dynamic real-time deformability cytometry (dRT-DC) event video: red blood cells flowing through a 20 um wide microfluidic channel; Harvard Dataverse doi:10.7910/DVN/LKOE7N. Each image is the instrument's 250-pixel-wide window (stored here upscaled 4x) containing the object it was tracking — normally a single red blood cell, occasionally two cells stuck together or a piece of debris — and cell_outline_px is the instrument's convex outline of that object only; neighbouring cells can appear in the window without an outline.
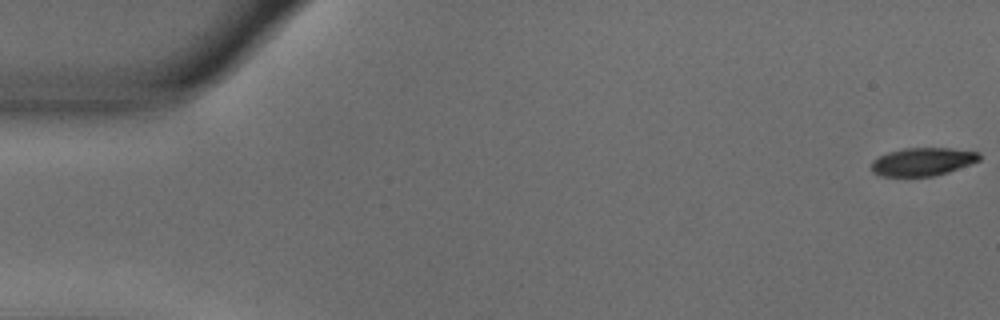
{"species": "common noctule bat (a hibernating species)", "species_latin": "Nyctalus noctula", "temperature_condition": "warm", "stored_images_in_passage": 55, "camera_frame_rate_fps": 3000, "um_per_image_px": 0.085, "animal": {"sex": "male", "body_mass_g": 18.8}, "frame": {"image": 1, "passage_image": 1, "time_ms": 0.0, "image_size_px": [1000, 320], "cell_outline_px": [[980, 160], [948, 172], [932, 176], [880, 176], [872, 172], [872, 160], [888, 152], [904, 148], [948, 148], [980, 152]], "centroid_in_image_um": [78.41, 13.74], "position_along_channel_um": 6.6, "area_um2": 17.57}}
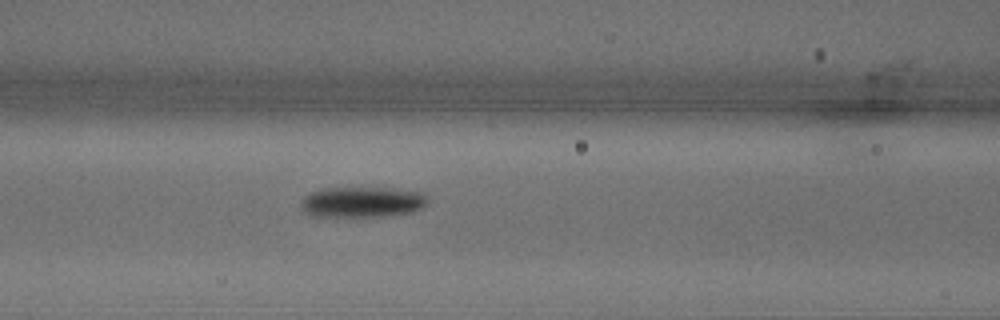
{"frame": {"image": 2, "passage_image": 23, "time_ms": 7.333, "image_size_px": [1000, 320], "cell_outline_px": [[428, 204], [412, 212], [388, 216], [312, 216], [304, 212], [304, 196], [308, 192], [320, 188], [384, 188], [424, 192], [428, 196]], "centroid_in_image_um": [30.83, 17.16], "position_along_channel_um": 135.8, "area_um2": 22.6}}
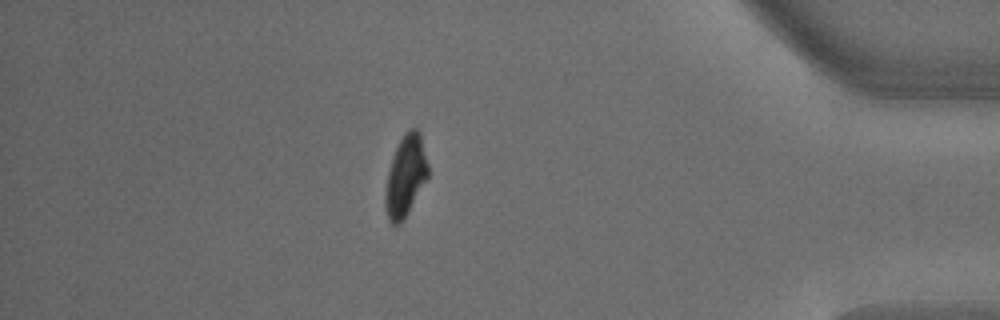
{"frame": {"image": 3, "passage_image": 48, "time_ms": 15.667, "image_size_px": [1000, 320], "cell_outline_px": [[428, 176], [408, 212], [400, 224], [392, 224], [388, 220], [384, 204], [384, 196], [388, 172], [392, 156], [404, 132], [408, 128], [416, 128], [420, 132], [428, 164]], "centroid_in_image_um": [34.46, 14.94], "position_along_channel_um": 400.7, "area_um2": 20.11}, "authors_computed_cell_mechanics": {"area_um2": 21.1548, "velocity_mm_per_s": 3.6614, "shape_relaxation_time_tau1_ms": 3.1592, "shape_relaxation_time_tau2_ms": null, "deformation_change_tau1": 0.1902, "deformation_change_tau2": null}}